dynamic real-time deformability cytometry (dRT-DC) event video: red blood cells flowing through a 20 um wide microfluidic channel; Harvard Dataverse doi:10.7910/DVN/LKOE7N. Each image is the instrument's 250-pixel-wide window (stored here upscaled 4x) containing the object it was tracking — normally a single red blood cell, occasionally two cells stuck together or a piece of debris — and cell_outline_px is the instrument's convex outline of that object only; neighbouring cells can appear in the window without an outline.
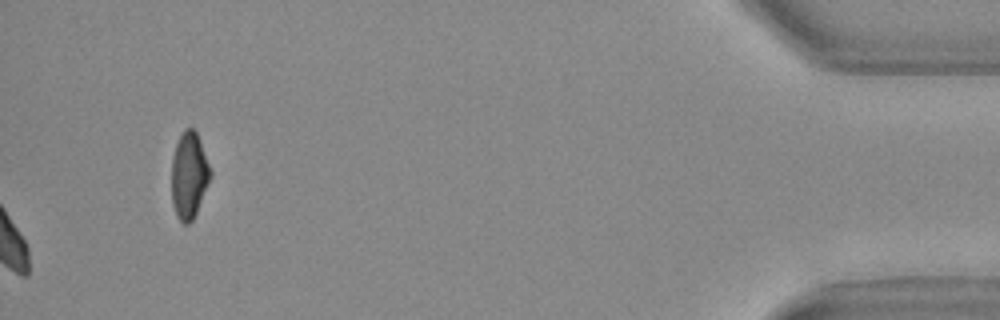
{"species": "Egyptian fruit bat (a non-hibernating species)", "species_latin": "Rousettus aegyptiacus", "temperature_condition": "warm", "stored_images_in_passage": 53, "camera_frame_rate_fps": 3000, "um_per_image_px": 0.085, "animal": {"sex": "female"}, "frame": {"image": 1, "passage_image": 53, "time_ms": 17.333, "image_size_px": [1000, 320], "cell_outline_px": [[212, 176], [196, 212], [192, 220], [188, 224], [184, 224], [176, 216], [172, 204], [172, 156], [176, 144], [184, 128], [192, 128], [196, 132], [212, 172]], "centroid_in_image_um": [16.06, 14.92], "position_along_channel_um": 419.1, "area_um2": 19.42}, "authors_computed_cell_mechanics": {"area_um2": 21.4438, "velocity_mm_per_s": 3.7282, "shape_relaxation_time_tau1_ms": 5.7038, "shape_relaxation_time_tau2_ms": null, "deformation_change_tau1": 0.0684, "deformation_change_tau2": null}}